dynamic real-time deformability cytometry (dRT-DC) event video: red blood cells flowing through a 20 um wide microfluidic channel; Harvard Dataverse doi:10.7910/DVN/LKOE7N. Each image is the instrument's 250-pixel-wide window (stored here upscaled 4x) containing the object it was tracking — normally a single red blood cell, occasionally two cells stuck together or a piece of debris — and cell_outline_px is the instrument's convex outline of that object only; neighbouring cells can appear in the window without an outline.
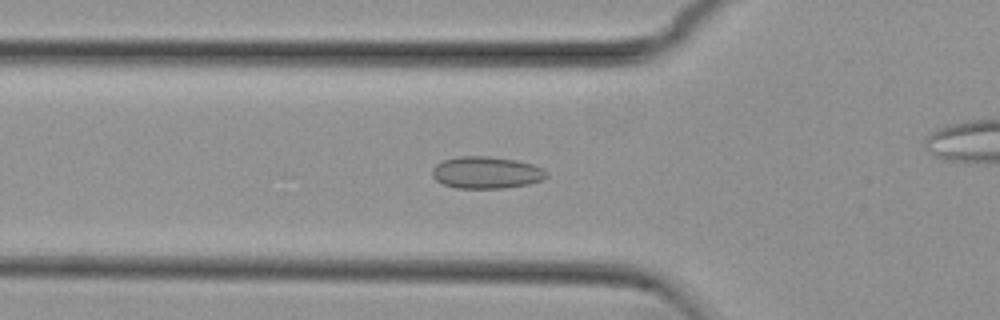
{"species": "common noctule bat (a hibernating species)", "species_latin": "Nyctalus noctula", "temperature_condition": "cold", "stored_images_in_passage": 55, "camera_frame_rate_fps": 3000, "um_per_image_px": 0.085, "animal": {"sex": "female", "body_mass_g": 29.2, "forearm_length_mm": 56.3}, "frame": {"image": 1, "passage_image": 19, "time_ms": 6.0, "image_size_px": [1000, 320], "cell_outline_px": [[548, 176], [540, 180], [528, 184], [504, 188], [456, 188], [444, 184], [436, 180], [432, 176], [432, 168], [436, 164], [444, 160], [460, 156], [488, 156], [516, 160], [532, 164], [544, 168], [548, 172]], "centroid_in_image_um": [41.35, 14.66], "position_along_channel_um": 84.5, "area_um2": 21.33}}
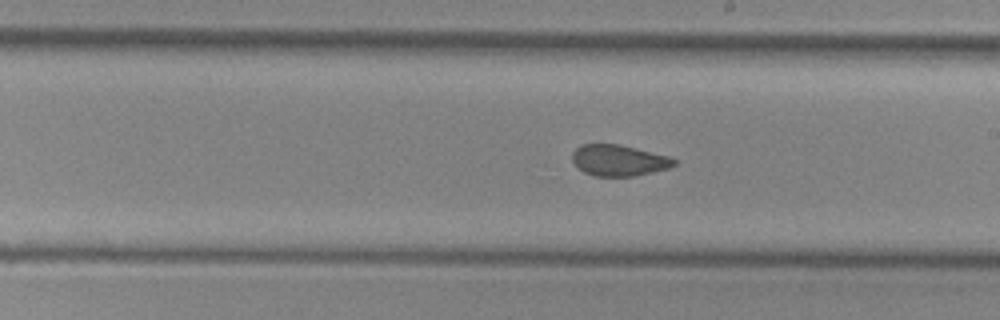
{"frame": {"image": 2, "passage_image": 31, "time_ms": 10.0, "image_size_px": [1000, 320], "cell_outline_px": [[676, 164], [668, 168], [636, 176], [592, 176], [584, 172], [572, 160], [572, 152], [580, 144], [620, 144], [668, 156], [676, 160]], "centroid_in_image_um": [52.58, 13.63], "position_along_channel_um": 236.4, "area_um2": 18.44}}
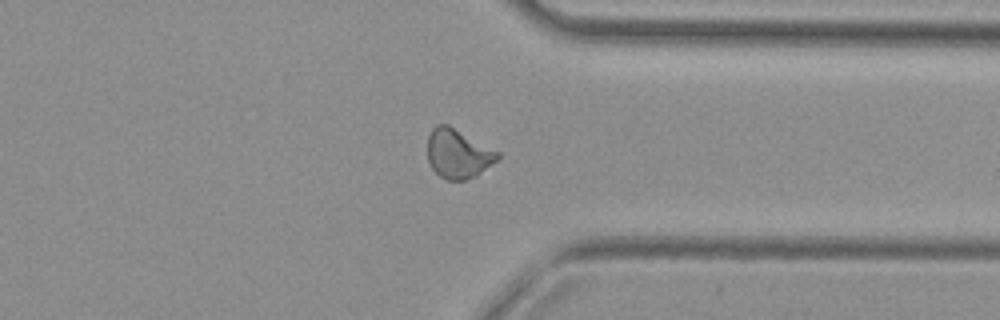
{"frame": {"image": 3, "passage_image": 42, "time_ms": 13.667, "image_size_px": [1000, 320], "cell_outline_px": [[500, 156], [496, 160], [476, 176], [464, 180], [444, 180], [432, 168], [428, 160], [428, 136], [432, 128], [436, 124], [448, 124], [500, 152]], "centroid_in_image_um": [38.92, 13.05], "position_along_channel_um": 372.5, "area_um2": 20.06}, "authors_computed_cell_mechanics": {"area_um2": 20.0566, "velocity_mm_per_s": 3.7827, "shape_relaxation_time_tau1_ms": null, "shape_relaxation_time_tau2_ms": 1.0483, "deformation_change_tau1": null, "deformation_change_tau2": 0.0584}}